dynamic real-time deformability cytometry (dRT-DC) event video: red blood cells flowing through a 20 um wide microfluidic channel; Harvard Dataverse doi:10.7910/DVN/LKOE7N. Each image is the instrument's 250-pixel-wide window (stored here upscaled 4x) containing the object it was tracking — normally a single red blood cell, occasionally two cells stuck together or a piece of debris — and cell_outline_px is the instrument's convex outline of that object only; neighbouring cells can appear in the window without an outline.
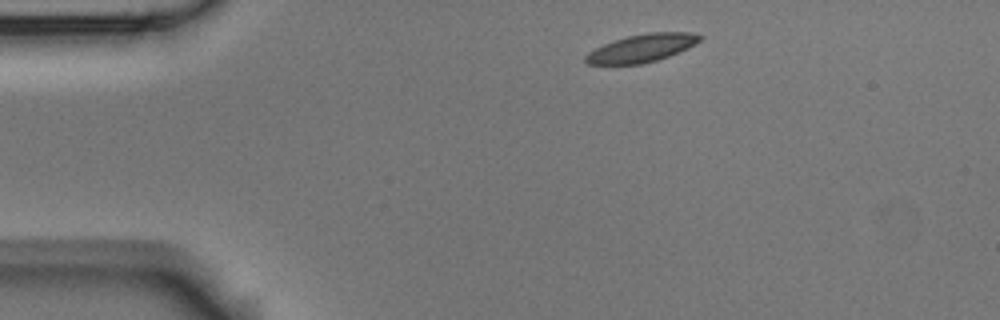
{"species": "Egyptian fruit bat (a non-hibernating species)", "species_latin": "Rousettus aegyptiacus", "temperature_condition": "room temperature", "stored_images_in_passage": 3, "camera_frame_rate_fps": 3000, "um_per_image_px": 0.085, "animal": {"sex": "male"}, "frame": {"image": 1, "passage_image": 1, "time_ms": 0.0, "image_size_px": [1000, 320], "cell_outline_px": [[704, 36], [696, 44], [688, 48], [668, 56], [656, 60], [640, 64], [588, 64], [584, 60], [584, 56], [588, 52], [604, 44], [628, 36], [648, 32], [688, 32]], "centroid_in_image_um": [54.56, 4.08], "position_along_channel_um": 30.4, "area_um2": 18.38}}